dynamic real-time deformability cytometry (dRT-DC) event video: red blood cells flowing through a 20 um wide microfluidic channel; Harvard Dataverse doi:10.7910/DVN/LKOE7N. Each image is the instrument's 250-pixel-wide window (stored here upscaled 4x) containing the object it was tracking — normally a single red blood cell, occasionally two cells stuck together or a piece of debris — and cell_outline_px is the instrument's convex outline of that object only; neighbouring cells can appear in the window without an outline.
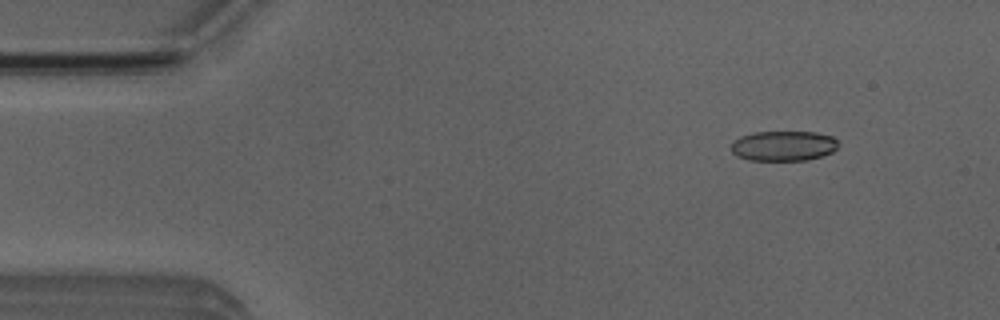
{"species": "Egyptian fruit bat (a non-hibernating species)", "species_latin": "Rousettus aegyptiacus", "temperature_condition": "room temperature", "stored_images_in_passage": 50, "camera_frame_rate_fps": 3000, "um_per_image_px": 0.085, "animal": {"sex": "male"}, "frame": {"image": 1, "passage_image": 6, "time_ms": 1.667, "image_size_px": [1000, 320], "cell_outline_px": [[840, 144], [832, 152], [808, 160], [748, 160], [736, 156], [732, 152], [732, 144], [740, 136], [756, 132], [816, 132], [832, 136]], "centroid_in_image_um": [66.61, 12.4], "position_along_channel_um": 18.4, "area_um2": 18.73}}
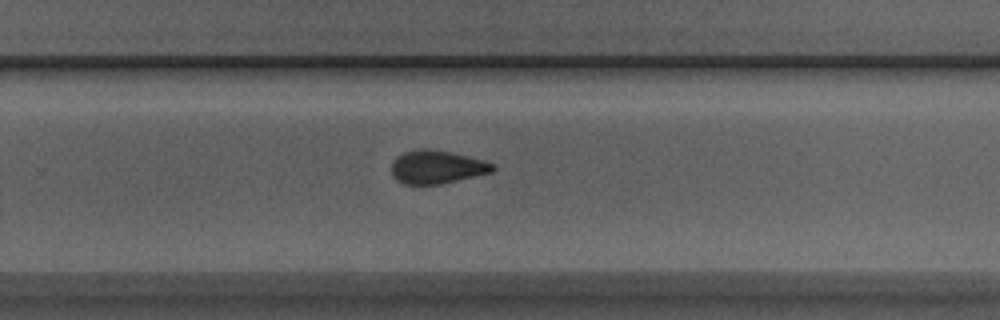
{"frame": {"image": 2, "passage_image": 33, "time_ms": 10.667, "image_size_px": [1000, 320], "cell_outline_px": [[496, 168], [492, 172], [440, 184], [404, 184], [396, 180], [392, 176], [392, 160], [396, 156], [404, 152], [420, 148], [424, 148], [448, 152], [484, 160], [496, 164]], "centroid_in_image_um": [37.11, 14.2], "position_along_channel_um": 292.7, "area_um2": 19.59}}
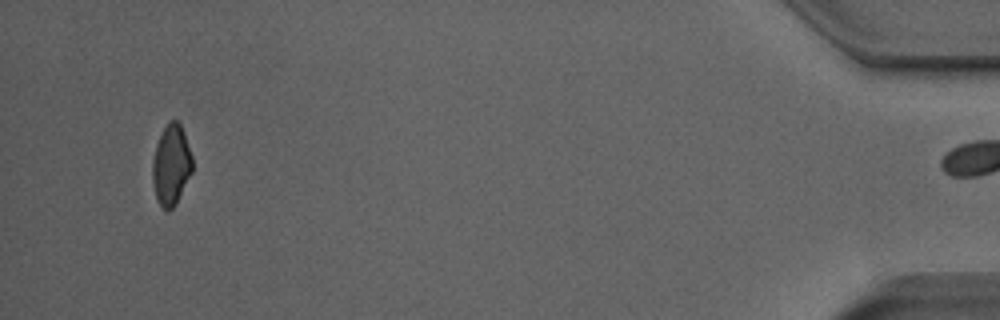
{"frame": {"image": 3, "passage_image": 49, "time_ms": 16.0, "image_size_px": [1000, 320], "cell_outline_px": [[192, 172], [176, 204], [168, 212], [156, 200], [152, 184], [152, 160], [156, 144], [164, 128], [172, 120], [176, 120], [180, 124], [184, 132], [192, 156]], "centroid_in_image_um": [14.54, 14.06], "position_along_channel_um": 420.7, "area_um2": 18.73}, "authors_computed_cell_mechanics": {"area_um2": 19.941, "velocity_mm_per_s": 3.9986, "shape_relaxation_time_tau1_ms": 6.4456, "shape_relaxation_time_tau2_ms": 1.9104, "deformation_change_tau1": 0.1405, "deformation_change_tau2": 0.0814}}